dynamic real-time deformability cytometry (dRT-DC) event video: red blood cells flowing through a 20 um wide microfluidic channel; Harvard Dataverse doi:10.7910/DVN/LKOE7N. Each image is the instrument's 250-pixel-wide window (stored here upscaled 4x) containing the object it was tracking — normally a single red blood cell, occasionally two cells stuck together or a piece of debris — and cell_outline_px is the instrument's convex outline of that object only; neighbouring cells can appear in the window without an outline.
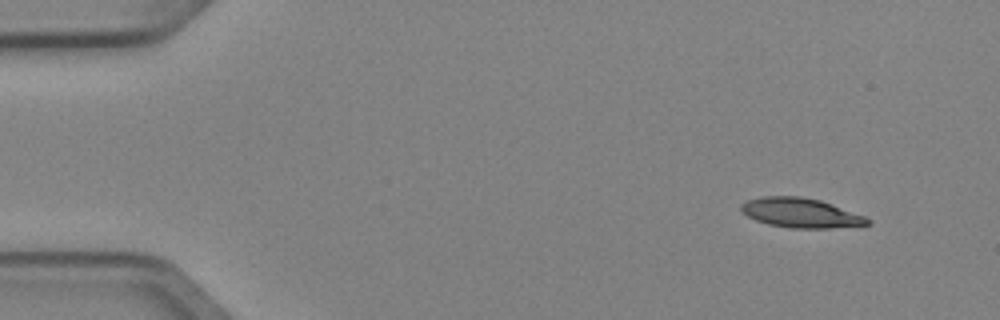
{"species": "Egyptian fruit bat (a non-hibernating species)", "species_latin": "Rousettus aegyptiacus", "temperature_condition": "cold", "stored_images_in_passage": 6, "camera_frame_rate_fps": 3000, "um_per_image_px": 0.085, "animal": {"sex": "female"}, "frame": {"image": 1, "passage_image": 1, "time_ms": 0.0, "image_size_px": [1000, 320], "cell_outline_px": [[872, 224], [828, 228], [792, 228], [768, 224], [756, 220], [740, 212], [740, 204], [748, 200], [764, 196], [800, 196], [820, 200], [832, 204], [864, 216], [872, 220]], "centroid_in_image_um": [68.05, 18.09], "position_along_channel_um": 17.0, "area_um2": 21.73}}
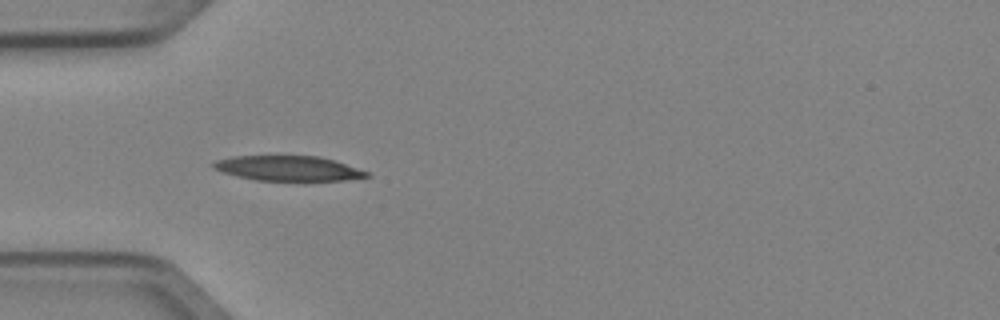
{"frame": {"image": 2, "passage_image": 4, "time_ms": 1.0, "image_size_px": [1000, 320], "cell_outline_px": [[372, 176], [344, 180], [304, 184], [256, 180], [236, 176], [212, 168], [212, 164], [216, 160], [232, 156], [316, 156], [332, 160], [368, 172]], "centroid_in_image_um": [24.51, 14.37], "position_along_channel_um": 60.5, "area_um2": 23.18}}
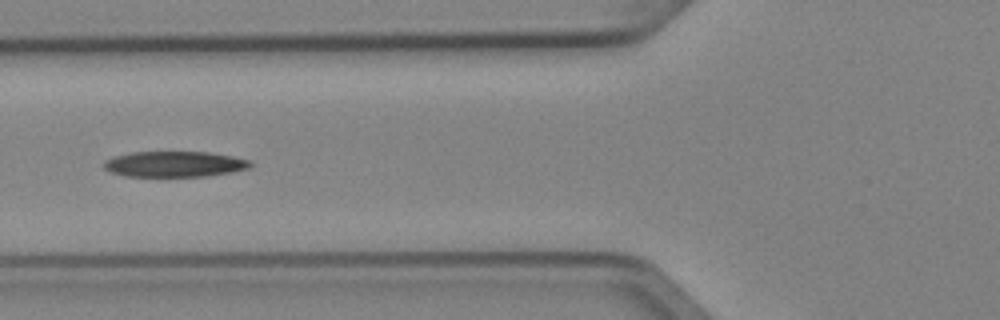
{"frame": {"image": 3, "passage_image": 5, "time_ms": 1.333, "image_size_px": [1000, 320], "cell_outline_px": [[252, 164], [248, 168], [232, 172], [208, 176], [124, 176], [108, 172], [104, 168], [104, 160], [116, 156], [132, 152], [208, 152], [232, 156], [252, 160]], "centroid_in_image_um": [14.83, 13.95], "position_along_channel_um": 111.0, "area_um2": 21.96}}